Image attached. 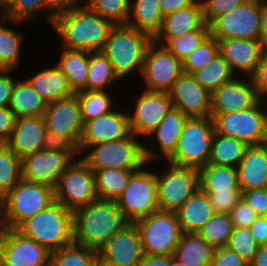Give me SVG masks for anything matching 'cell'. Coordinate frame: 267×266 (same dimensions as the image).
<instances>
[{"label":"cell","mask_w":267,"mask_h":266,"mask_svg":"<svg viewBox=\"0 0 267 266\" xmlns=\"http://www.w3.org/2000/svg\"><path fill=\"white\" fill-rule=\"evenodd\" d=\"M115 25L86 6L73 8L55 16L51 27L62 48L100 52Z\"/></svg>","instance_id":"cell-1"},{"label":"cell","mask_w":267,"mask_h":266,"mask_svg":"<svg viewBox=\"0 0 267 266\" xmlns=\"http://www.w3.org/2000/svg\"><path fill=\"white\" fill-rule=\"evenodd\" d=\"M73 214L74 243L96 251L130 223L116 200L98 198Z\"/></svg>","instance_id":"cell-2"},{"label":"cell","mask_w":267,"mask_h":266,"mask_svg":"<svg viewBox=\"0 0 267 266\" xmlns=\"http://www.w3.org/2000/svg\"><path fill=\"white\" fill-rule=\"evenodd\" d=\"M17 230L53 252L74 243V214L55 201L25 220Z\"/></svg>","instance_id":"cell-3"},{"label":"cell","mask_w":267,"mask_h":266,"mask_svg":"<svg viewBox=\"0 0 267 266\" xmlns=\"http://www.w3.org/2000/svg\"><path fill=\"white\" fill-rule=\"evenodd\" d=\"M153 38L127 25H115L101 52L111 63L120 80L138 70L141 74L145 54Z\"/></svg>","instance_id":"cell-4"},{"label":"cell","mask_w":267,"mask_h":266,"mask_svg":"<svg viewBox=\"0 0 267 266\" xmlns=\"http://www.w3.org/2000/svg\"><path fill=\"white\" fill-rule=\"evenodd\" d=\"M54 202V188L22 178L1 198L2 227L17 229L25 220L32 218Z\"/></svg>","instance_id":"cell-5"},{"label":"cell","mask_w":267,"mask_h":266,"mask_svg":"<svg viewBox=\"0 0 267 266\" xmlns=\"http://www.w3.org/2000/svg\"><path fill=\"white\" fill-rule=\"evenodd\" d=\"M214 134L212 117L187 118L175 152L166 162L200 170L209 162Z\"/></svg>","instance_id":"cell-6"},{"label":"cell","mask_w":267,"mask_h":266,"mask_svg":"<svg viewBox=\"0 0 267 266\" xmlns=\"http://www.w3.org/2000/svg\"><path fill=\"white\" fill-rule=\"evenodd\" d=\"M140 139L131 134L117 141L91 145L85 149V154L82 153L83 157L80 158L91 169L139 170L148 165L144 155V144Z\"/></svg>","instance_id":"cell-7"},{"label":"cell","mask_w":267,"mask_h":266,"mask_svg":"<svg viewBox=\"0 0 267 266\" xmlns=\"http://www.w3.org/2000/svg\"><path fill=\"white\" fill-rule=\"evenodd\" d=\"M260 100L252 108L229 113H211L215 132L234 137L247 146H258L267 138V101ZM263 106H265L263 108Z\"/></svg>","instance_id":"cell-8"},{"label":"cell","mask_w":267,"mask_h":266,"mask_svg":"<svg viewBox=\"0 0 267 266\" xmlns=\"http://www.w3.org/2000/svg\"><path fill=\"white\" fill-rule=\"evenodd\" d=\"M146 255H173L182 231L176 212L157 210L133 222Z\"/></svg>","instance_id":"cell-9"},{"label":"cell","mask_w":267,"mask_h":266,"mask_svg":"<svg viewBox=\"0 0 267 266\" xmlns=\"http://www.w3.org/2000/svg\"><path fill=\"white\" fill-rule=\"evenodd\" d=\"M157 172V200L161 211L176 212L199 188V170L168 162Z\"/></svg>","instance_id":"cell-10"},{"label":"cell","mask_w":267,"mask_h":266,"mask_svg":"<svg viewBox=\"0 0 267 266\" xmlns=\"http://www.w3.org/2000/svg\"><path fill=\"white\" fill-rule=\"evenodd\" d=\"M144 167L147 166L132 174L125 190L116 199L120 211L130 223L159 210L157 171Z\"/></svg>","instance_id":"cell-11"},{"label":"cell","mask_w":267,"mask_h":266,"mask_svg":"<svg viewBox=\"0 0 267 266\" xmlns=\"http://www.w3.org/2000/svg\"><path fill=\"white\" fill-rule=\"evenodd\" d=\"M55 201L73 213L98 199L94 171L79 157L61 174L54 188Z\"/></svg>","instance_id":"cell-12"},{"label":"cell","mask_w":267,"mask_h":266,"mask_svg":"<svg viewBox=\"0 0 267 266\" xmlns=\"http://www.w3.org/2000/svg\"><path fill=\"white\" fill-rule=\"evenodd\" d=\"M263 0H248L210 24V35L218 41L231 38L259 40Z\"/></svg>","instance_id":"cell-13"},{"label":"cell","mask_w":267,"mask_h":266,"mask_svg":"<svg viewBox=\"0 0 267 266\" xmlns=\"http://www.w3.org/2000/svg\"><path fill=\"white\" fill-rule=\"evenodd\" d=\"M183 73V63L165 46L153 41L147 48L140 76L145 90L169 92Z\"/></svg>","instance_id":"cell-14"},{"label":"cell","mask_w":267,"mask_h":266,"mask_svg":"<svg viewBox=\"0 0 267 266\" xmlns=\"http://www.w3.org/2000/svg\"><path fill=\"white\" fill-rule=\"evenodd\" d=\"M51 252L17 229L0 232V266H50Z\"/></svg>","instance_id":"cell-15"},{"label":"cell","mask_w":267,"mask_h":266,"mask_svg":"<svg viewBox=\"0 0 267 266\" xmlns=\"http://www.w3.org/2000/svg\"><path fill=\"white\" fill-rule=\"evenodd\" d=\"M135 101V110L131 114L128 112L130 131L138 138H148L173 107L170 95L144 89Z\"/></svg>","instance_id":"cell-16"},{"label":"cell","mask_w":267,"mask_h":266,"mask_svg":"<svg viewBox=\"0 0 267 266\" xmlns=\"http://www.w3.org/2000/svg\"><path fill=\"white\" fill-rule=\"evenodd\" d=\"M74 161L67 151L44 149L21 159L22 178L55 188L61 174Z\"/></svg>","instance_id":"cell-17"},{"label":"cell","mask_w":267,"mask_h":266,"mask_svg":"<svg viewBox=\"0 0 267 266\" xmlns=\"http://www.w3.org/2000/svg\"><path fill=\"white\" fill-rule=\"evenodd\" d=\"M143 258L141 237L134 223L127 224L98 250V262L109 266H139Z\"/></svg>","instance_id":"cell-18"},{"label":"cell","mask_w":267,"mask_h":266,"mask_svg":"<svg viewBox=\"0 0 267 266\" xmlns=\"http://www.w3.org/2000/svg\"><path fill=\"white\" fill-rule=\"evenodd\" d=\"M47 130L68 138L79 148L83 122L77 94L47 103L44 115Z\"/></svg>","instance_id":"cell-19"},{"label":"cell","mask_w":267,"mask_h":266,"mask_svg":"<svg viewBox=\"0 0 267 266\" xmlns=\"http://www.w3.org/2000/svg\"><path fill=\"white\" fill-rule=\"evenodd\" d=\"M168 93L172 106L188 118L211 117V93L200 85L193 74L183 72Z\"/></svg>","instance_id":"cell-20"},{"label":"cell","mask_w":267,"mask_h":266,"mask_svg":"<svg viewBox=\"0 0 267 266\" xmlns=\"http://www.w3.org/2000/svg\"><path fill=\"white\" fill-rule=\"evenodd\" d=\"M127 112L114 109L108 114L85 122L78 148L80 156L88 146L129 137L132 133Z\"/></svg>","instance_id":"cell-21"},{"label":"cell","mask_w":267,"mask_h":266,"mask_svg":"<svg viewBox=\"0 0 267 266\" xmlns=\"http://www.w3.org/2000/svg\"><path fill=\"white\" fill-rule=\"evenodd\" d=\"M247 78L235 76L214 90L211 93V113H229L255 106L260 99L251 77Z\"/></svg>","instance_id":"cell-22"},{"label":"cell","mask_w":267,"mask_h":266,"mask_svg":"<svg viewBox=\"0 0 267 266\" xmlns=\"http://www.w3.org/2000/svg\"><path fill=\"white\" fill-rule=\"evenodd\" d=\"M185 116L179 109L172 107L169 112L162 119L158 127L149 135L155 136L156 143H158V150L155 151L154 147L156 144L151 143V147L144 144V155L148 164L155 163V160H160L165 158L167 161L175 152L177 142L181 135L185 121L187 120ZM162 156V157H161ZM158 158V159H157Z\"/></svg>","instance_id":"cell-23"},{"label":"cell","mask_w":267,"mask_h":266,"mask_svg":"<svg viewBox=\"0 0 267 266\" xmlns=\"http://www.w3.org/2000/svg\"><path fill=\"white\" fill-rule=\"evenodd\" d=\"M219 53L229 63L231 71L238 76V71L251 77L263 54L259 40L231 38L218 41ZM237 73V74H236Z\"/></svg>","instance_id":"cell-24"},{"label":"cell","mask_w":267,"mask_h":266,"mask_svg":"<svg viewBox=\"0 0 267 266\" xmlns=\"http://www.w3.org/2000/svg\"><path fill=\"white\" fill-rule=\"evenodd\" d=\"M47 126L43 116L16 118L14 130L5 143L19 158L44 150Z\"/></svg>","instance_id":"cell-25"},{"label":"cell","mask_w":267,"mask_h":266,"mask_svg":"<svg viewBox=\"0 0 267 266\" xmlns=\"http://www.w3.org/2000/svg\"><path fill=\"white\" fill-rule=\"evenodd\" d=\"M204 23L202 3L197 0L190 7L165 15L161 29L153 41L164 46L170 39L195 31Z\"/></svg>","instance_id":"cell-26"},{"label":"cell","mask_w":267,"mask_h":266,"mask_svg":"<svg viewBox=\"0 0 267 266\" xmlns=\"http://www.w3.org/2000/svg\"><path fill=\"white\" fill-rule=\"evenodd\" d=\"M237 170L242 192L267 188V147L265 144L249 146Z\"/></svg>","instance_id":"cell-27"},{"label":"cell","mask_w":267,"mask_h":266,"mask_svg":"<svg viewBox=\"0 0 267 266\" xmlns=\"http://www.w3.org/2000/svg\"><path fill=\"white\" fill-rule=\"evenodd\" d=\"M182 233H198L214 216L208 195L199 188L177 211Z\"/></svg>","instance_id":"cell-28"},{"label":"cell","mask_w":267,"mask_h":266,"mask_svg":"<svg viewBox=\"0 0 267 266\" xmlns=\"http://www.w3.org/2000/svg\"><path fill=\"white\" fill-rule=\"evenodd\" d=\"M26 80L47 103L75 94L57 65L42 69Z\"/></svg>","instance_id":"cell-29"},{"label":"cell","mask_w":267,"mask_h":266,"mask_svg":"<svg viewBox=\"0 0 267 266\" xmlns=\"http://www.w3.org/2000/svg\"><path fill=\"white\" fill-rule=\"evenodd\" d=\"M215 250L198 233H182L173 258L184 266H210Z\"/></svg>","instance_id":"cell-30"},{"label":"cell","mask_w":267,"mask_h":266,"mask_svg":"<svg viewBox=\"0 0 267 266\" xmlns=\"http://www.w3.org/2000/svg\"><path fill=\"white\" fill-rule=\"evenodd\" d=\"M56 64L66 76L70 88L74 93L86 91L90 65V51L69 50L62 48Z\"/></svg>","instance_id":"cell-31"},{"label":"cell","mask_w":267,"mask_h":266,"mask_svg":"<svg viewBox=\"0 0 267 266\" xmlns=\"http://www.w3.org/2000/svg\"><path fill=\"white\" fill-rule=\"evenodd\" d=\"M163 17L158 0H129L127 26L154 38L161 29Z\"/></svg>","instance_id":"cell-32"},{"label":"cell","mask_w":267,"mask_h":266,"mask_svg":"<svg viewBox=\"0 0 267 266\" xmlns=\"http://www.w3.org/2000/svg\"><path fill=\"white\" fill-rule=\"evenodd\" d=\"M47 102L24 79L16 82L9 108L16 118L43 116Z\"/></svg>","instance_id":"cell-33"},{"label":"cell","mask_w":267,"mask_h":266,"mask_svg":"<svg viewBox=\"0 0 267 266\" xmlns=\"http://www.w3.org/2000/svg\"><path fill=\"white\" fill-rule=\"evenodd\" d=\"M199 174L200 188L204 192L242 191L236 167L208 163Z\"/></svg>","instance_id":"cell-34"},{"label":"cell","mask_w":267,"mask_h":266,"mask_svg":"<svg viewBox=\"0 0 267 266\" xmlns=\"http://www.w3.org/2000/svg\"><path fill=\"white\" fill-rule=\"evenodd\" d=\"M0 69L17 70L20 66L21 47L24 35L18 30L9 28L8 24H22L23 22L0 19ZM3 22V23H2ZM18 67V68H17Z\"/></svg>","instance_id":"cell-35"},{"label":"cell","mask_w":267,"mask_h":266,"mask_svg":"<svg viewBox=\"0 0 267 266\" xmlns=\"http://www.w3.org/2000/svg\"><path fill=\"white\" fill-rule=\"evenodd\" d=\"M99 199L116 200L125 190L132 174L138 170L118 168L92 169Z\"/></svg>","instance_id":"cell-36"},{"label":"cell","mask_w":267,"mask_h":266,"mask_svg":"<svg viewBox=\"0 0 267 266\" xmlns=\"http://www.w3.org/2000/svg\"><path fill=\"white\" fill-rule=\"evenodd\" d=\"M248 147L234 137L220 135L215 132L208 163L237 168Z\"/></svg>","instance_id":"cell-37"},{"label":"cell","mask_w":267,"mask_h":266,"mask_svg":"<svg viewBox=\"0 0 267 266\" xmlns=\"http://www.w3.org/2000/svg\"><path fill=\"white\" fill-rule=\"evenodd\" d=\"M119 82L113 67L107 57L100 52H90L89 74L87 78L86 91H108L109 86Z\"/></svg>","instance_id":"cell-38"},{"label":"cell","mask_w":267,"mask_h":266,"mask_svg":"<svg viewBox=\"0 0 267 266\" xmlns=\"http://www.w3.org/2000/svg\"><path fill=\"white\" fill-rule=\"evenodd\" d=\"M108 91H80L77 92L79 100L81 120L83 124L92 119L110 113L116 109L114 107V98H112Z\"/></svg>","instance_id":"cell-39"},{"label":"cell","mask_w":267,"mask_h":266,"mask_svg":"<svg viewBox=\"0 0 267 266\" xmlns=\"http://www.w3.org/2000/svg\"><path fill=\"white\" fill-rule=\"evenodd\" d=\"M193 75L200 85L210 93L236 76L231 71L229 63L220 53L205 67L194 72Z\"/></svg>","instance_id":"cell-40"},{"label":"cell","mask_w":267,"mask_h":266,"mask_svg":"<svg viewBox=\"0 0 267 266\" xmlns=\"http://www.w3.org/2000/svg\"><path fill=\"white\" fill-rule=\"evenodd\" d=\"M98 251L72 243L51 252V266H97Z\"/></svg>","instance_id":"cell-41"},{"label":"cell","mask_w":267,"mask_h":266,"mask_svg":"<svg viewBox=\"0 0 267 266\" xmlns=\"http://www.w3.org/2000/svg\"><path fill=\"white\" fill-rule=\"evenodd\" d=\"M22 179L21 158L0 143V199Z\"/></svg>","instance_id":"cell-42"},{"label":"cell","mask_w":267,"mask_h":266,"mask_svg":"<svg viewBox=\"0 0 267 266\" xmlns=\"http://www.w3.org/2000/svg\"><path fill=\"white\" fill-rule=\"evenodd\" d=\"M233 231L229 214L215 213L198 232L201 238L215 249L227 246Z\"/></svg>","instance_id":"cell-43"},{"label":"cell","mask_w":267,"mask_h":266,"mask_svg":"<svg viewBox=\"0 0 267 266\" xmlns=\"http://www.w3.org/2000/svg\"><path fill=\"white\" fill-rule=\"evenodd\" d=\"M39 10L40 12H46L43 18L52 26L54 17L49 15L47 0H14L2 13V16L11 21L29 23L38 17Z\"/></svg>","instance_id":"cell-44"},{"label":"cell","mask_w":267,"mask_h":266,"mask_svg":"<svg viewBox=\"0 0 267 266\" xmlns=\"http://www.w3.org/2000/svg\"><path fill=\"white\" fill-rule=\"evenodd\" d=\"M210 35L209 25L170 39L164 46L183 62Z\"/></svg>","instance_id":"cell-45"},{"label":"cell","mask_w":267,"mask_h":266,"mask_svg":"<svg viewBox=\"0 0 267 266\" xmlns=\"http://www.w3.org/2000/svg\"><path fill=\"white\" fill-rule=\"evenodd\" d=\"M85 6L114 25H126L128 22L129 0H86Z\"/></svg>","instance_id":"cell-46"},{"label":"cell","mask_w":267,"mask_h":266,"mask_svg":"<svg viewBox=\"0 0 267 266\" xmlns=\"http://www.w3.org/2000/svg\"><path fill=\"white\" fill-rule=\"evenodd\" d=\"M219 54L218 40L209 35L182 63L183 72L193 74Z\"/></svg>","instance_id":"cell-47"},{"label":"cell","mask_w":267,"mask_h":266,"mask_svg":"<svg viewBox=\"0 0 267 266\" xmlns=\"http://www.w3.org/2000/svg\"><path fill=\"white\" fill-rule=\"evenodd\" d=\"M226 247L250 264L258 251L259 245L256 243L250 228H233Z\"/></svg>","instance_id":"cell-48"},{"label":"cell","mask_w":267,"mask_h":266,"mask_svg":"<svg viewBox=\"0 0 267 266\" xmlns=\"http://www.w3.org/2000/svg\"><path fill=\"white\" fill-rule=\"evenodd\" d=\"M248 0H201L203 18L206 24H210L215 18L225 15Z\"/></svg>","instance_id":"cell-49"},{"label":"cell","mask_w":267,"mask_h":266,"mask_svg":"<svg viewBox=\"0 0 267 266\" xmlns=\"http://www.w3.org/2000/svg\"><path fill=\"white\" fill-rule=\"evenodd\" d=\"M214 208L215 213L229 212L242 199V191L205 192Z\"/></svg>","instance_id":"cell-50"},{"label":"cell","mask_w":267,"mask_h":266,"mask_svg":"<svg viewBox=\"0 0 267 266\" xmlns=\"http://www.w3.org/2000/svg\"><path fill=\"white\" fill-rule=\"evenodd\" d=\"M233 228H249L259 215L243 199L229 212Z\"/></svg>","instance_id":"cell-51"},{"label":"cell","mask_w":267,"mask_h":266,"mask_svg":"<svg viewBox=\"0 0 267 266\" xmlns=\"http://www.w3.org/2000/svg\"><path fill=\"white\" fill-rule=\"evenodd\" d=\"M44 149L54 151H67L75 159H78V157H80L78 148L68 138L50 130H47L45 135Z\"/></svg>","instance_id":"cell-52"},{"label":"cell","mask_w":267,"mask_h":266,"mask_svg":"<svg viewBox=\"0 0 267 266\" xmlns=\"http://www.w3.org/2000/svg\"><path fill=\"white\" fill-rule=\"evenodd\" d=\"M242 199L259 215L267 216V188L242 192Z\"/></svg>","instance_id":"cell-53"},{"label":"cell","mask_w":267,"mask_h":266,"mask_svg":"<svg viewBox=\"0 0 267 266\" xmlns=\"http://www.w3.org/2000/svg\"><path fill=\"white\" fill-rule=\"evenodd\" d=\"M260 100L267 101V53L263 52L255 73L251 76Z\"/></svg>","instance_id":"cell-54"},{"label":"cell","mask_w":267,"mask_h":266,"mask_svg":"<svg viewBox=\"0 0 267 266\" xmlns=\"http://www.w3.org/2000/svg\"><path fill=\"white\" fill-rule=\"evenodd\" d=\"M210 266H249V263L225 246L215 250Z\"/></svg>","instance_id":"cell-55"},{"label":"cell","mask_w":267,"mask_h":266,"mask_svg":"<svg viewBox=\"0 0 267 266\" xmlns=\"http://www.w3.org/2000/svg\"><path fill=\"white\" fill-rule=\"evenodd\" d=\"M14 69H0V107H9L16 80L11 77Z\"/></svg>","instance_id":"cell-56"},{"label":"cell","mask_w":267,"mask_h":266,"mask_svg":"<svg viewBox=\"0 0 267 266\" xmlns=\"http://www.w3.org/2000/svg\"><path fill=\"white\" fill-rule=\"evenodd\" d=\"M16 117L9 107H0V143H6L14 130Z\"/></svg>","instance_id":"cell-57"},{"label":"cell","mask_w":267,"mask_h":266,"mask_svg":"<svg viewBox=\"0 0 267 266\" xmlns=\"http://www.w3.org/2000/svg\"><path fill=\"white\" fill-rule=\"evenodd\" d=\"M86 0H47L49 15H56L69 11L73 8L85 6Z\"/></svg>","instance_id":"cell-58"},{"label":"cell","mask_w":267,"mask_h":266,"mask_svg":"<svg viewBox=\"0 0 267 266\" xmlns=\"http://www.w3.org/2000/svg\"><path fill=\"white\" fill-rule=\"evenodd\" d=\"M249 228L259 246L267 245V216H259Z\"/></svg>","instance_id":"cell-59"},{"label":"cell","mask_w":267,"mask_h":266,"mask_svg":"<svg viewBox=\"0 0 267 266\" xmlns=\"http://www.w3.org/2000/svg\"><path fill=\"white\" fill-rule=\"evenodd\" d=\"M162 14L165 16L169 13L176 12L192 6L197 0H158Z\"/></svg>","instance_id":"cell-60"},{"label":"cell","mask_w":267,"mask_h":266,"mask_svg":"<svg viewBox=\"0 0 267 266\" xmlns=\"http://www.w3.org/2000/svg\"><path fill=\"white\" fill-rule=\"evenodd\" d=\"M139 266H171V255H146Z\"/></svg>","instance_id":"cell-61"},{"label":"cell","mask_w":267,"mask_h":266,"mask_svg":"<svg viewBox=\"0 0 267 266\" xmlns=\"http://www.w3.org/2000/svg\"><path fill=\"white\" fill-rule=\"evenodd\" d=\"M259 41L263 52L267 53V0L262 1L261 32Z\"/></svg>","instance_id":"cell-62"},{"label":"cell","mask_w":267,"mask_h":266,"mask_svg":"<svg viewBox=\"0 0 267 266\" xmlns=\"http://www.w3.org/2000/svg\"><path fill=\"white\" fill-rule=\"evenodd\" d=\"M249 266H267V245H261Z\"/></svg>","instance_id":"cell-63"},{"label":"cell","mask_w":267,"mask_h":266,"mask_svg":"<svg viewBox=\"0 0 267 266\" xmlns=\"http://www.w3.org/2000/svg\"><path fill=\"white\" fill-rule=\"evenodd\" d=\"M14 0H0V11L2 13L13 3Z\"/></svg>","instance_id":"cell-64"},{"label":"cell","mask_w":267,"mask_h":266,"mask_svg":"<svg viewBox=\"0 0 267 266\" xmlns=\"http://www.w3.org/2000/svg\"><path fill=\"white\" fill-rule=\"evenodd\" d=\"M171 266H184V265H182L180 262L174 259L173 255H171Z\"/></svg>","instance_id":"cell-65"},{"label":"cell","mask_w":267,"mask_h":266,"mask_svg":"<svg viewBox=\"0 0 267 266\" xmlns=\"http://www.w3.org/2000/svg\"><path fill=\"white\" fill-rule=\"evenodd\" d=\"M2 223H1V199H0V232L2 231Z\"/></svg>","instance_id":"cell-66"},{"label":"cell","mask_w":267,"mask_h":266,"mask_svg":"<svg viewBox=\"0 0 267 266\" xmlns=\"http://www.w3.org/2000/svg\"><path fill=\"white\" fill-rule=\"evenodd\" d=\"M97 266H109V265L104 264V263H102V262H98Z\"/></svg>","instance_id":"cell-67"},{"label":"cell","mask_w":267,"mask_h":266,"mask_svg":"<svg viewBox=\"0 0 267 266\" xmlns=\"http://www.w3.org/2000/svg\"><path fill=\"white\" fill-rule=\"evenodd\" d=\"M264 144H265V146L267 147V138H266V140H265V143H264Z\"/></svg>","instance_id":"cell-68"}]
</instances>
